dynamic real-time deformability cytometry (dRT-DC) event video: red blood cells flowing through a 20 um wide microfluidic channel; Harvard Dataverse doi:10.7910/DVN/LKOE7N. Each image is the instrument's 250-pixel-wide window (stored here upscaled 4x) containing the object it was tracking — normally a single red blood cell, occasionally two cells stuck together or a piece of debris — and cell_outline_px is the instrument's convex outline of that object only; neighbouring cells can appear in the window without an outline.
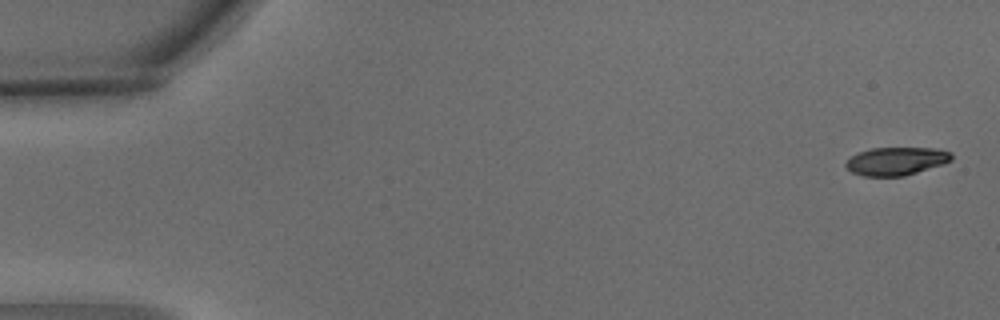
{"species": "common noctule bat (a hibernating species)", "species_latin": "Nyctalus noctula", "temperature_condition": "warm", "stored_images_in_passage": 4, "camera_frame_rate_fps": 3000, "um_per_image_px": 0.085, "animal": {"sex": "male", "body_mass_g": 15.6}, "frame": {"image": 1, "passage_image": 1, "time_ms": 0.0, "image_size_px": [1000, 320], "cell_outline_px": [[952, 160], [904, 176], [864, 176], [852, 172], [844, 164], [852, 156], [860, 152], [872, 148], [936, 148], [952, 152]], "centroid_in_image_um": [76.18, 13.69], "position_along_channel_um": 8.8, "area_um2": 16.99}}